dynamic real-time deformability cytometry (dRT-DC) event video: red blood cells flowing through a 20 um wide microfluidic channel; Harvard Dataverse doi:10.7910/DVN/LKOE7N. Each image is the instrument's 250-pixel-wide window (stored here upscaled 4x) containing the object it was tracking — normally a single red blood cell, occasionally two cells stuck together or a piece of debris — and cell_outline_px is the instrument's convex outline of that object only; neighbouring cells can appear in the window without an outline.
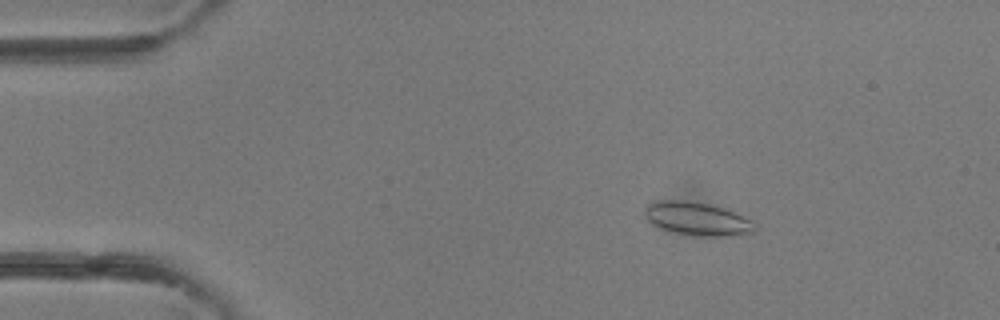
{"species": "common noctule bat (a hibernating species)", "species_latin": "Nyctalus noctula", "temperature_condition": "room temperature", "stored_images_in_passage": 41, "camera_frame_rate_fps": 3000, "um_per_image_px": 0.085, "animal": {"sex": "female"}, "frame": {"image": 1, "passage_image": 7, "time_ms": 2.0, "image_size_px": [1000, 320], "cell_outline_px": [[756, 228], [752, 232], [740, 236], [700, 236], [676, 232], [652, 224], [644, 216], [644, 208], [648, 204], [656, 200], [684, 200], [708, 204], [724, 208], [752, 220]], "centroid_in_image_um": [59.27, 18.59], "position_along_channel_um": 25.7, "area_um2": 21.27}}
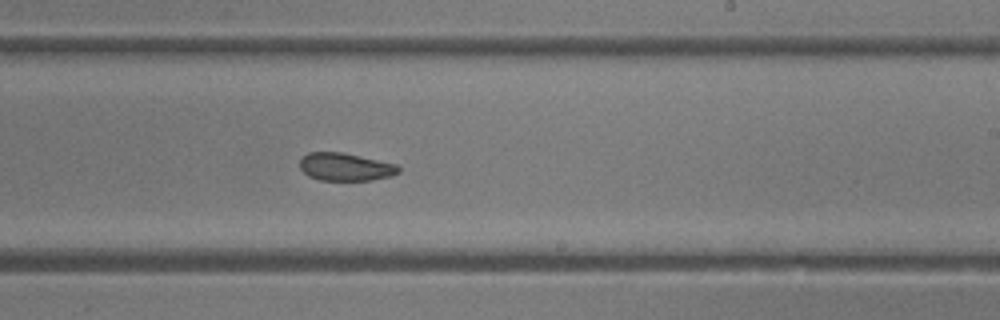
{"frame": {"image": 2, "passage_image": 25, "time_ms": 8.0, "image_size_px": [1000, 320], "cell_outline_px": [[400, 172], [392, 176], [372, 180], [320, 180], [308, 176], [300, 168], [300, 160], [308, 152], [340, 152], [396, 164], [400, 168]], "centroid_in_image_um": [29.36, 14.19], "position_along_channel_um": 259.6, "area_um2": 15.9}}
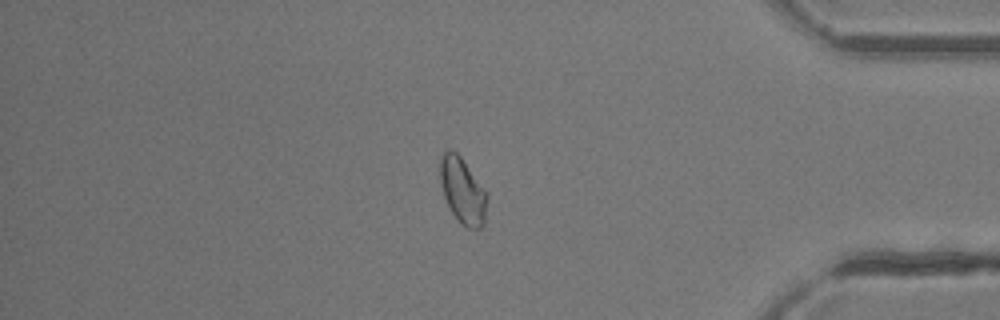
{"frame": {"image": 3, "passage_image": 35, "time_ms": 11.333, "image_size_px": [1000, 320], "cell_outline_px": [[488, 200], [484, 224], [480, 228], [468, 228], [460, 224], [452, 212], [444, 196], [440, 184], [440, 156], [448, 148], [452, 148], [460, 156], [488, 192]], "centroid_in_image_um": [39.34, 16.2], "position_along_channel_um": 395.9, "area_um2": 18.32}}